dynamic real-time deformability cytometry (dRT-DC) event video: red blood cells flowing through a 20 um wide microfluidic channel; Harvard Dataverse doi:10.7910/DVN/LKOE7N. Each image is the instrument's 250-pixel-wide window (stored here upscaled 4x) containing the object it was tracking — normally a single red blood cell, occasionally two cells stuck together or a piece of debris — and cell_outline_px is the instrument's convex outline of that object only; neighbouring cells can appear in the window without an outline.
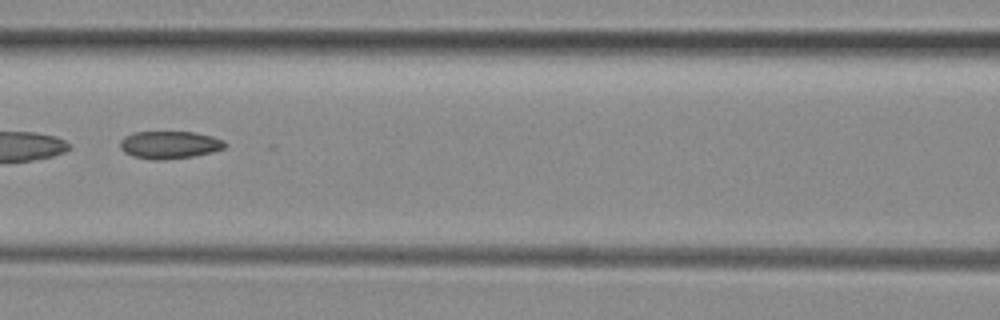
{"species": "common noctule bat (a hibernating species)", "species_latin": "Nyctalus noctula", "temperature_condition": "room temperature", "stored_images_in_passage": 7, "camera_frame_rate_fps": 3000, "um_per_image_px": 0.085, "animal": {"sex": "female", "body_mass_g": 29.2, "forearm_length_mm": 56.3}, "frame": {"image": 1, "passage_image": 6, "time_ms": 1.667, "image_size_px": [1000, 320], "cell_outline_px": [[228, 144], [224, 148], [212, 152], [192, 156], [160, 160], [152, 160], [132, 156], [124, 152], [120, 148], [120, 140], [124, 136], [132, 132], [196, 132], [212, 136], [224, 140]], "centroid_in_image_um": [14.4, 12.3], "position_along_channel_um": 152.2, "area_um2": 16.99}}
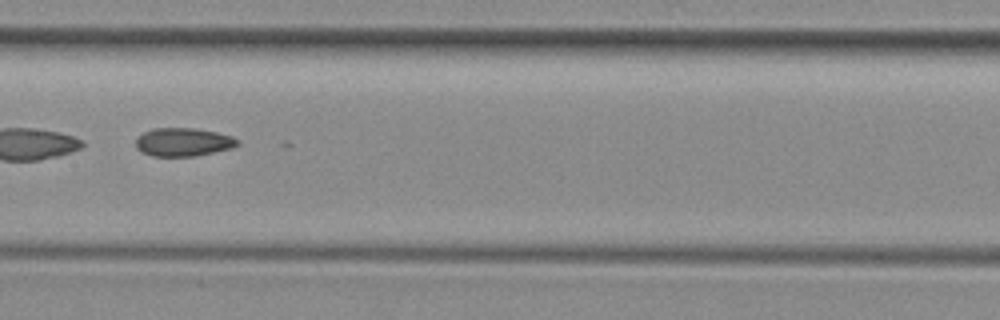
{"frame": {"image": 2, "passage_image": 7, "time_ms": 2.0, "image_size_px": [1000, 320], "cell_outline_px": [[240, 144], [232, 148], [196, 156], [152, 156], [140, 152], [136, 148], [136, 140], [144, 132], [152, 128], [192, 128], [216, 132], [232, 136]], "centroid_in_image_um": [15.56, 12.08], "position_along_channel_um": 191.8, "area_um2": 16.76}}